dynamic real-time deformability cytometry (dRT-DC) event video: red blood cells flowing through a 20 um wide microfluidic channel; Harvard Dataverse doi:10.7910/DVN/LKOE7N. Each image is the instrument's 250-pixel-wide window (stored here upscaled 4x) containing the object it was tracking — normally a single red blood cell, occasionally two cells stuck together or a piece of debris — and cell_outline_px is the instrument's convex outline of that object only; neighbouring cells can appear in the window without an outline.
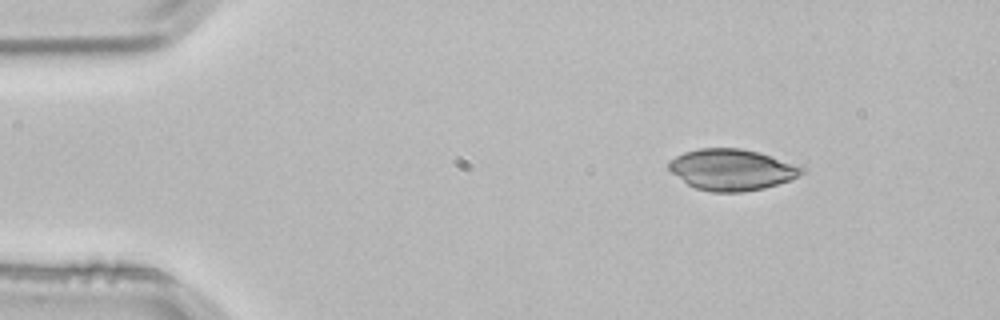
{"species": "common noctule bat (a hibernating species)", "species_latin": "Nyctalus noctula", "temperature_condition": "room temperature", "stored_images_in_passage": 3, "segment_of_instrument_passage": [1, 2], "camera_frame_rate_fps": 3000, "um_per_image_px": 0.085, "animal": {"sex": "male", "body_mass_g": 21.5, "forearm_length_mm": 52.0}, "frame": {"image": 1, "passage_image": 1, "time_ms": 0.0, "image_size_px": [1000, 320], "cell_outline_px": [[804, 172], [788, 180], [764, 188], [740, 192], [712, 192], [696, 188], [688, 184], [672, 172], [668, 168], [668, 160], [684, 152], [700, 148], [740, 148], [756, 152], [804, 168]], "centroid_in_image_um": [62.12, 14.42], "position_along_channel_um": 22.9, "area_um2": 31.27}}